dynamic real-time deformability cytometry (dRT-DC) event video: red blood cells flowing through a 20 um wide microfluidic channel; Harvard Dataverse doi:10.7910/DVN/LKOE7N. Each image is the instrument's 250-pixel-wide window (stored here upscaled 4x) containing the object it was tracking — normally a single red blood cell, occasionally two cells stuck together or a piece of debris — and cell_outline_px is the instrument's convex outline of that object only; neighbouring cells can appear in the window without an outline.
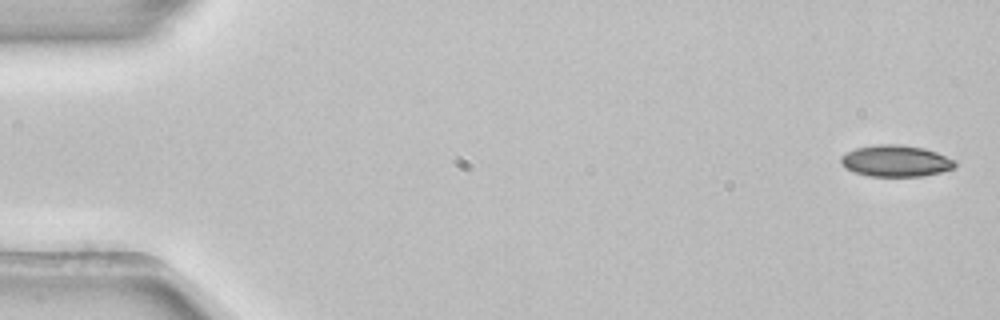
{"species": "common noctule bat (a hibernating species)", "species_latin": "Nyctalus noctula", "temperature_condition": "room temperature", "stored_images_in_passage": 4, "camera_frame_rate_fps": 3000, "um_per_image_px": 0.085, "animal": {"sex": "female", "body_mass_g": 22.7, "forearm_length_mm": 54.2}, "frame": {"image": 1, "passage_image": 1, "time_ms": 0.0, "image_size_px": [1000, 320], "cell_outline_px": [[956, 168], [940, 172], [920, 176], [868, 176], [856, 172], [848, 168], [840, 160], [840, 156], [856, 148], [876, 144], [900, 144], [924, 148], [936, 152], [956, 160]], "centroid_in_image_um": [76.18, 13.67], "position_along_channel_um": 8.8, "area_um2": 20.81}}
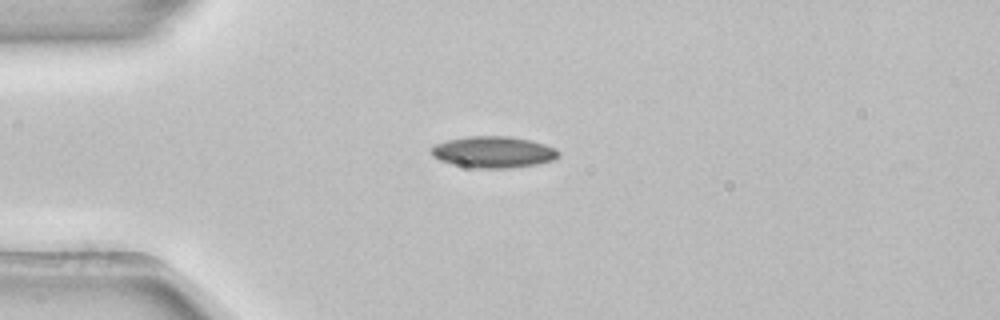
{"frame": {"image": 2, "passage_image": 3, "time_ms": 0.667, "image_size_px": [1000, 320], "cell_outline_px": [[560, 152], [552, 160], [536, 164], [508, 168], [476, 168], [456, 164], [440, 160], [432, 156], [432, 148], [436, 144], [448, 140], [468, 136], [508, 136], [532, 140], [556, 148]], "centroid_in_image_um": [41.95, 12.91], "position_along_channel_um": 43.0, "area_um2": 23.0}}